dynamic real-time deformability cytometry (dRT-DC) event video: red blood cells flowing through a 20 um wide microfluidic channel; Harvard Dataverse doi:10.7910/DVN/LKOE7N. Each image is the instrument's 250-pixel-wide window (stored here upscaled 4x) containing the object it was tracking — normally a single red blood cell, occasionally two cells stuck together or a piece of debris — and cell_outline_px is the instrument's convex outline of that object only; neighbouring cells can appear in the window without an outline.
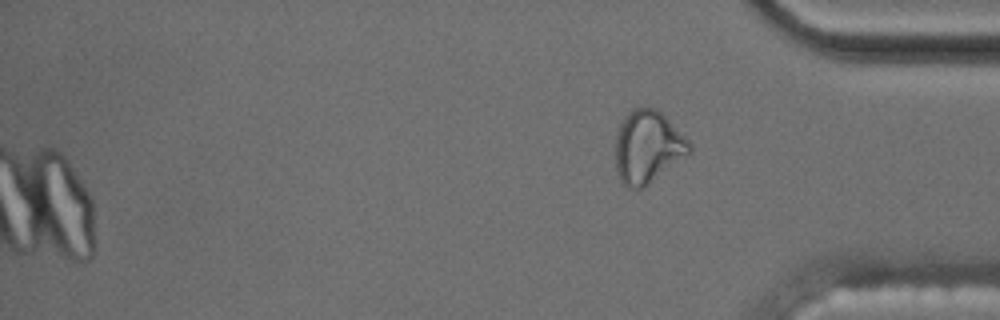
{"species": "common noctule bat (a hibernating species)", "species_latin": "Nyctalus noctula", "temperature_condition": "cold", "stored_images_in_passage": 49, "camera_frame_rate_fps": 3000, "um_per_image_px": 0.085, "animal": {"sex": "male", "body_mass_g": 17.5, "forearm_length_mm": 52.3}, "frame": {"image": 1, "passage_image": 49, "time_ms": 16.0, "image_size_px": [1000, 320], "cell_outline_px": [[692, 152], [640, 188], [628, 188], [620, 180], [616, 172], [616, 132], [624, 116], [632, 108], [652, 108], [660, 112], [692, 144]], "centroid_in_image_um": [55.03, 12.47], "position_along_channel_um": 380.2, "area_um2": 30.69}, "authors_computed_cell_mechanics": {"area_um2": 27.9752, "velocity_mm_per_s": 3.4961, "shape_relaxation_time_tau1_ms": 2.5075, "shape_relaxation_time_tau2_ms": 2.2123, "deformation_change_tau1": 0.3035, "deformation_change_tau2": 0.0808}}